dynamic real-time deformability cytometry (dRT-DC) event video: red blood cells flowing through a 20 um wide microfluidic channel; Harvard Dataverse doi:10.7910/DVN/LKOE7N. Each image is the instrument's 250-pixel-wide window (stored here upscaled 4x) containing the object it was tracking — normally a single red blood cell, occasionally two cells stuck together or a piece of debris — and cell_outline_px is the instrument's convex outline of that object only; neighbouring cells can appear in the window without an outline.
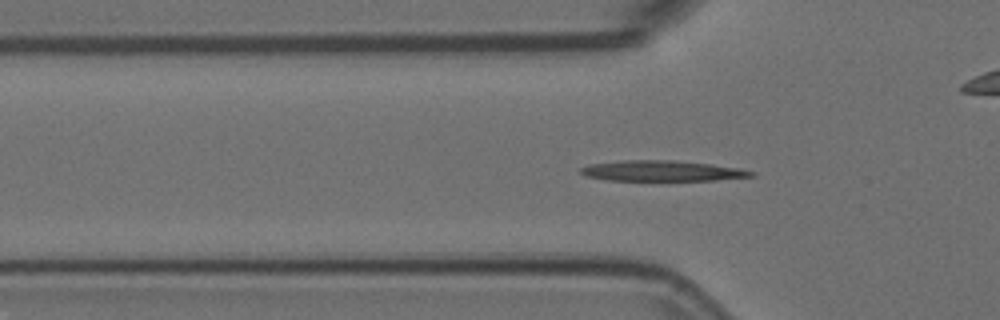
{"species": "Egyptian fruit bat (a non-hibernating species)", "species_latin": "Rousettus aegyptiacus", "temperature_condition": "room temperature", "stored_images_in_passage": 47, "camera_frame_rate_fps": 3000, "um_per_image_px": 0.085, "animal": {"sex": "female"}, "frame": {"image": 1, "passage_image": 9, "time_ms": 2.667, "image_size_px": [1000, 320], "cell_outline_px": [[756, 176], [716, 180], [604, 180], [584, 176], [580, 172], [580, 168], [588, 164], [624, 160], [672, 160], [712, 164], [740, 168], [756, 172]], "centroid_in_image_um": [56.27, 14.52], "position_along_channel_um": 69.5, "area_um2": 20.58}}
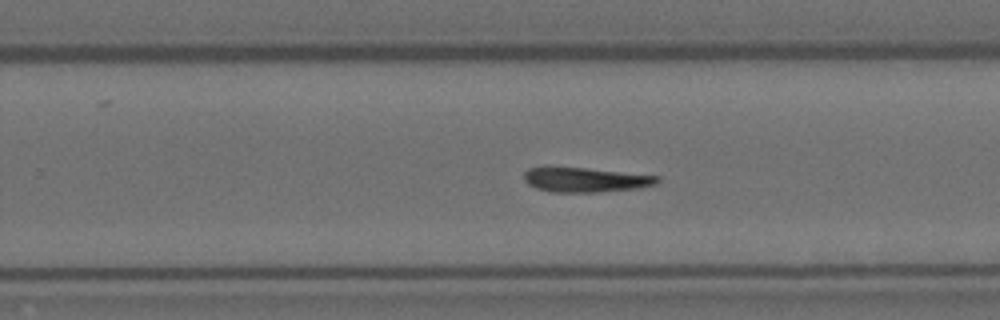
{"frame": {"image": 2, "passage_image": 26, "time_ms": 8.333, "image_size_px": [1000, 320], "cell_outline_px": [[660, 180], [656, 184], [640, 188], [596, 192], [552, 192], [536, 188], [528, 184], [524, 180], [524, 172], [528, 168], [584, 168], [660, 176]], "centroid_in_image_um": [49.79, 15.29], "position_along_channel_um": 280.0, "area_um2": 18.84}}
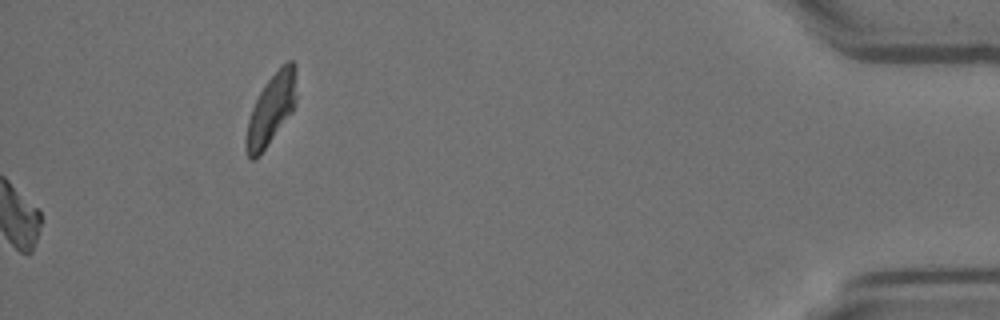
{"frame": {"image": 3, "passage_image": 47, "time_ms": 15.333, "image_size_px": [1000, 320], "cell_outline_px": [[296, 100], [292, 112], [260, 156], [256, 160], [252, 160], [248, 156], [244, 148], [244, 140], [248, 120], [252, 108], [264, 84], [288, 60], [292, 60], [296, 64]], "centroid_in_image_um": [23.03, 9.34], "position_along_channel_um": 412.2, "area_um2": 20.81}, "authors_computed_cell_mechanics": {"area_um2": 19.363, "velocity_mm_per_s": 3.7162, "shape_relaxation_time_tau1_ms": 7.8837, "shape_relaxation_time_tau2_ms": 5.312, "deformation_change_tau1": 0.2172, "deformation_change_tau2": 0.129}}